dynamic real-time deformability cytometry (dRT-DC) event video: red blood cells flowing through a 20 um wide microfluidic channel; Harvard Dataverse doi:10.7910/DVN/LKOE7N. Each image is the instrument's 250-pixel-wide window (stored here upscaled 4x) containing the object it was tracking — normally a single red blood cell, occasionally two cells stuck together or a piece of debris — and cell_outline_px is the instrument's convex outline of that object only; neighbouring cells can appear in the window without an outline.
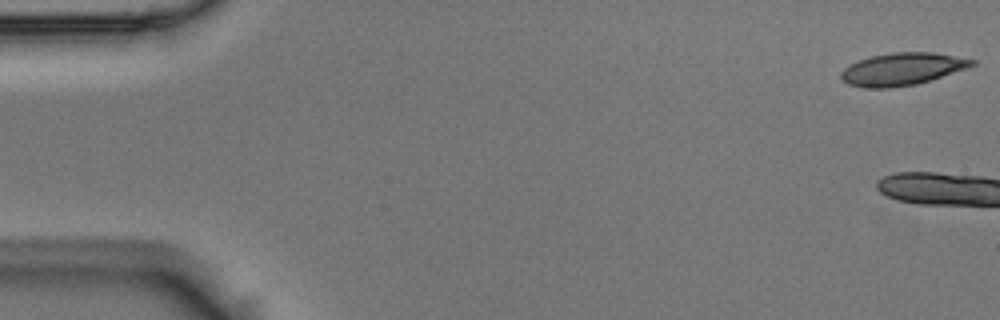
{"species": "Egyptian fruit bat (a non-hibernating species)", "species_latin": "Rousettus aegyptiacus", "temperature_condition": "room temperature", "stored_images_in_passage": 4, "camera_frame_rate_fps": 3000, "um_per_image_px": 0.085, "animal": {"sex": "male"}, "frame": {"image": 1, "passage_image": 1, "time_ms": 0.0, "image_size_px": [1000, 320], "cell_outline_px": [[976, 64], [968, 68], [916, 84], [888, 88], [864, 88], [848, 84], [840, 80], [840, 72], [844, 68], [860, 60], [872, 56], [892, 52], [932, 52], [976, 60]], "centroid_in_image_um": [76.66, 5.88], "position_along_channel_um": 8.3, "area_um2": 24.62}}